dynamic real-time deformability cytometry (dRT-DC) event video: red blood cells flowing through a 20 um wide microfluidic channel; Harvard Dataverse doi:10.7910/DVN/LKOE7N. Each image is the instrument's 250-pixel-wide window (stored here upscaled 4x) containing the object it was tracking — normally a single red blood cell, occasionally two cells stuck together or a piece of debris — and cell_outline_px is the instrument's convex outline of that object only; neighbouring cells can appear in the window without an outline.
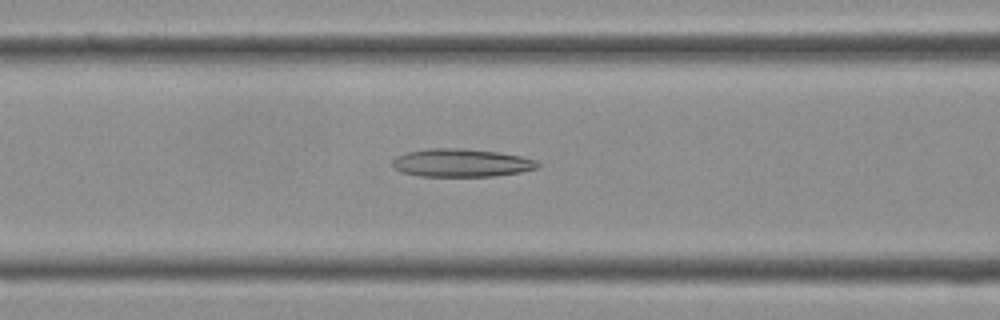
{"species": "Egyptian fruit bat (a non-hibernating species)", "species_latin": "Rousettus aegyptiacus", "temperature_condition": "cold", "stored_images_in_passage": 39, "camera_frame_rate_fps": 3000, "um_per_image_px": 0.085, "frame": {"image": 1, "passage_image": 16, "time_ms": 5.0, "image_size_px": [1000, 320], "cell_outline_px": [[540, 164], [536, 168], [520, 172], [496, 176], [420, 176], [400, 172], [392, 164], [392, 160], [396, 156], [408, 152], [428, 148], [464, 148], [496, 152], [520, 156], [536, 160]], "centroid_in_image_um": [39.19, 13.84], "position_along_channel_um": 127.4, "area_um2": 23.7}}
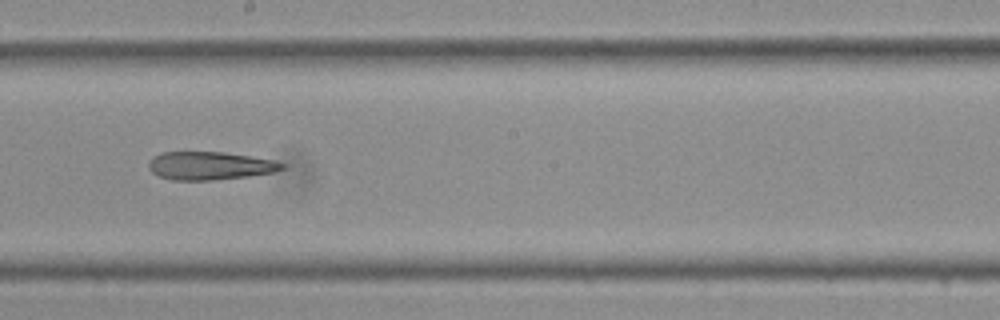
{"frame": {"image": 2, "passage_image": 22, "time_ms": 7.0, "image_size_px": [1000, 320], "cell_outline_px": [[288, 164], [284, 168], [276, 172], [248, 176], [212, 180], [172, 180], [160, 176], [152, 172], [148, 168], [148, 164], [160, 152], [224, 152], [252, 156], [276, 160]], "centroid_in_image_um": [17.92, 14.08], "position_along_channel_um": 230.3, "area_um2": 21.96}}
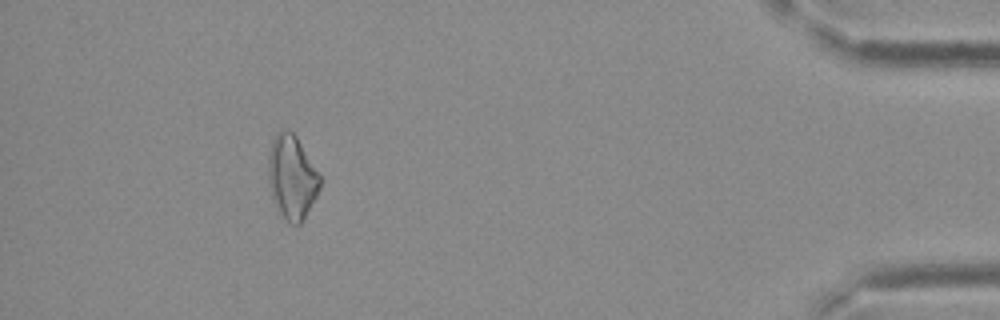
{"frame": {"image": 3, "passage_image": 36, "time_ms": 11.667, "image_size_px": [1000, 320], "cell_outline_px": [[324, 180], [316, 196], [300, 224], [292, 224], [284, 220], [276, 208], [272, 200], [268, 176], [268, 156], [272, 140], [276, 132], [280, 128], [292, 132], [296, 136], [320, 172]], "centroid_in_image_um": [24.82, 15.04], "position_along_channel_um": 410.4, "area_um2": 25.72}}